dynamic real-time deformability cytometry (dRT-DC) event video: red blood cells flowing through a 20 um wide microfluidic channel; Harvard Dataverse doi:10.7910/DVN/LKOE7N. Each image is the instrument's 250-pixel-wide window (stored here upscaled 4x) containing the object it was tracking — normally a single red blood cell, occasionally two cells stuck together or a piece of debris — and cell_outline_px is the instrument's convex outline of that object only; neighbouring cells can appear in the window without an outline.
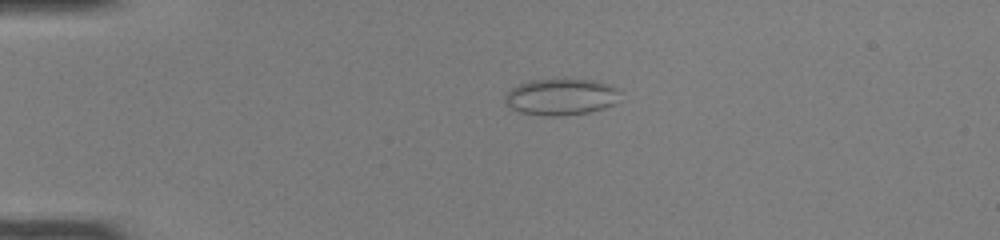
{"species": "common noctule bat (a hibernating species)", "species_latin": "Nyctalus noctula", "temperature_condition": "room temperature", "stored_images_in_passage": 39, "camera_frame_rate_fps": 3000, "um_per_image_px": 0.085, "animal": {"sex": "female", "body_mass_g": 22.0, "forearm_length_mm": 56.7}, "frame": {"image": 1, "passage_image": 1, "time_ms": 0.0, "image_size_px": [1000, 240], "cell_outline_px": [[616, 92], [612, 104], [604, 108], [588, 112], [556, 116], [552, 116], [520, 112], [504, 104], [504, 96], [512, 88], [520, 84], [532, 80], [588, 80], [608, 84], [616, 88]], "centroid_in_image_um": [47.59, 8.24], "position_along_channel_um": 37.4, "area_um2": 23.64}}
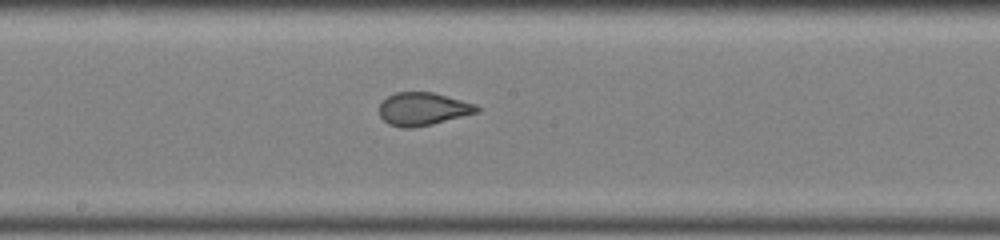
{"frame": {"image": 2, "passage_image": 17, "time_ms": 5.333, "image_size_px": [1000, 240], "cell_outline_px": [[480, 112], [432, 124], [412, 128], [400, 128], [388, 124], [380, 116], [380, 104], [388, 96], [396, 92], [432, 92], [476, 104], [480, 108]], "centroid_in_image_um": [35.96, 9.27], "position_along_channel_um": 212.2, "area_um2": 18.73}}
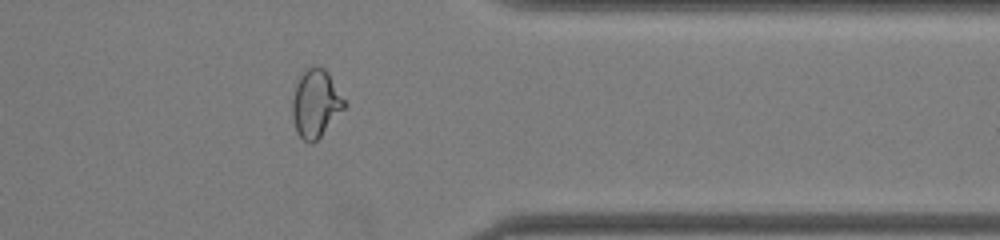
{"frame": {"image": 3, "passage_image": 30, "time_ms": 9.667, "image_size_px": [1000, 240], "cell_outline_px": [[348, 104], [320, 136], [312, 144], [308, 144], [296, 132], [292, 116], [292, 96], [296, 84], [304, 68], [324, 68], [328, 72]], "centroid_in_image_um": [26.83, 8.8], "position_along_channel_um": 384.6, "area_um2": 20.52}, "authors_computed_cell_mechanics": {"area_um2": 19.652, "velocity_mm_per_s": 4.1336, "shape_relaxation_time_tau1_ms": 9.9602, "shape_relaxation_time_tau2_ms": null, "deformation_change_tau1": 0.2627, "deformation_change_tau2": null}}